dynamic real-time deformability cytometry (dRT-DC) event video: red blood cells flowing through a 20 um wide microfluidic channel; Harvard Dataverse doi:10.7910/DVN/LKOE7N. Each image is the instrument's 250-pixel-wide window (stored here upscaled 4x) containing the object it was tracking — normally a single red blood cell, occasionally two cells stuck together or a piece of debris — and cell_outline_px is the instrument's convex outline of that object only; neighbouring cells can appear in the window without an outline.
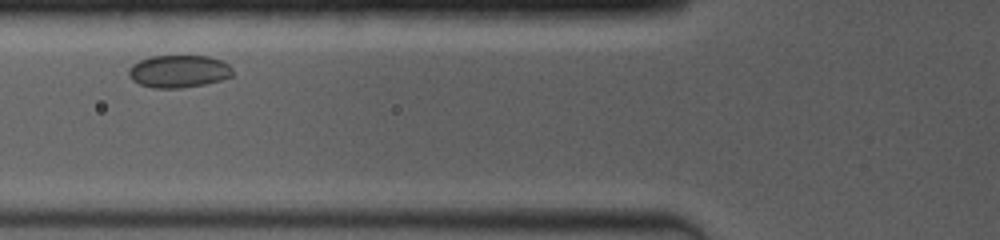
{"species": "common noctule bat (a hibernating species)", "species_latin": "Nyctalus noctula", "temperature_condition": "room temperature", "stored_images_in_passage": 18, "camera_frame_rate_fps": 4000, "um_per_image_px": 0.085, "animal": {"sex": "female", "body_mass_g": 19.0, "forearm_length_mm": 53.3}, "frame": {"image": 1, "passage_image": 4, "time_ms": 1.5, "image_size_px": [1000, 240], "cell_outline_px": [[232, 76], [220, 80], [204, 84], [180, 88], [152, 88], [140, 84], [132, 80], [128, 76], [128, 68], [132, 64], [140, 60], [152, 56], [208, 56], [220, 60], [228, 64], [232, 68]], "centroid_in_image_um": [15.16, 6.06], "position_along_channel_um": 110.6, "area_um2": 19.71}}
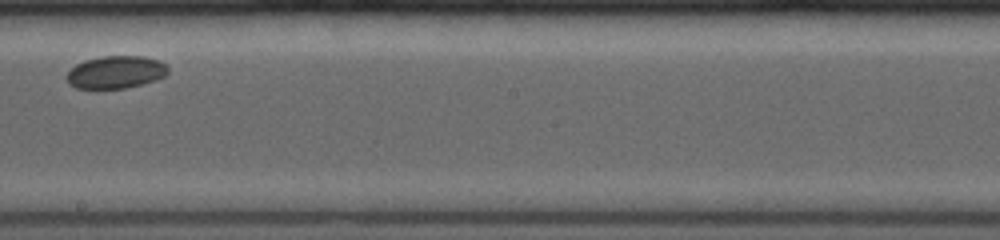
{"frame": {"image": 2, "passage_image": 10, "time_ms": 5.0, "image_size_px": [1000, 240], "cell_outline_px": [[168, 72], [164, 76], [156, 80], [124, 88], [76, 88], [68, 84], [64, 76], [76, 64], [84, 60], [100, 56], [144, 56], [160, 60], [168, 68]], "centroid_in_image_um": [9.81, 6.12], "position_along_channel_um": 238.4, "area_um2": 19.31}}
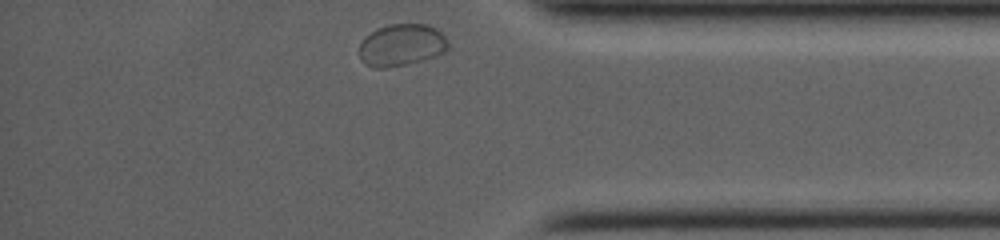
{"frame": {"image": 3, "passage_image": 18, "time_ms": 9.5, "image_size_px": [1000, 240], "cell_outline_px": [[448, 48], [444, 52], [436, 56], [388, 68], [372, 68], [364, 64], [360, 60], [360, 44], [364, 36], [376, 28], [388, 24], [424, 24], [436, 28], [448, 40]], "centroid_in_image_um": [34.09, 3.82], "position_along_channel_um": 401.1, "area_um2": 21.91}}